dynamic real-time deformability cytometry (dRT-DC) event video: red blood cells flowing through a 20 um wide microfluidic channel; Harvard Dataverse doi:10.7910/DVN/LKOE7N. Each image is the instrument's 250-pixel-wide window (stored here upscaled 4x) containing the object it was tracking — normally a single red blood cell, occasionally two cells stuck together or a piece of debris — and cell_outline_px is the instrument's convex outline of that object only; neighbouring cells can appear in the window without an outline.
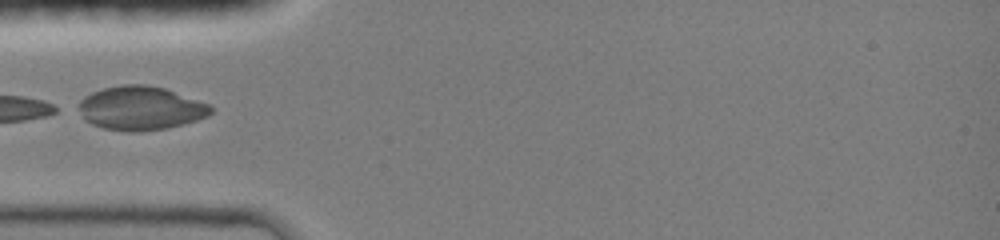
{"species": "common noctule bat (a hibernating species)", "species_latin": "Nyctalus noctula", "temperature_condition": "room temperature", "stored_images_in_passage": 31, "camera_frame_rate_fps": 3000, "um_per_image_px": 0.085, "animal": {"sex": "female", "body_mass_g": 19.0, "forearm_length_mm": 51.5}, "frame": {"image": 1, "passage_image": 1, "time_ms": 0.0, "image_size_px": [1000, 240], "cell_outline_px": [[212, 112], [208, 116], [196, 120], [164, 128], [132, 132], [104, 128], [92, 124], [84, 120], [80, 108], [80, 100], [84, 96], [92, 92], [104, 88], [120, 84], [148, 84], [164, 88], [208, 104], [212, 108]], "centroid_in_image_um": [11.93, 9.18], "position_along_channel_um": 73.1, "area_um2": 33.29}}